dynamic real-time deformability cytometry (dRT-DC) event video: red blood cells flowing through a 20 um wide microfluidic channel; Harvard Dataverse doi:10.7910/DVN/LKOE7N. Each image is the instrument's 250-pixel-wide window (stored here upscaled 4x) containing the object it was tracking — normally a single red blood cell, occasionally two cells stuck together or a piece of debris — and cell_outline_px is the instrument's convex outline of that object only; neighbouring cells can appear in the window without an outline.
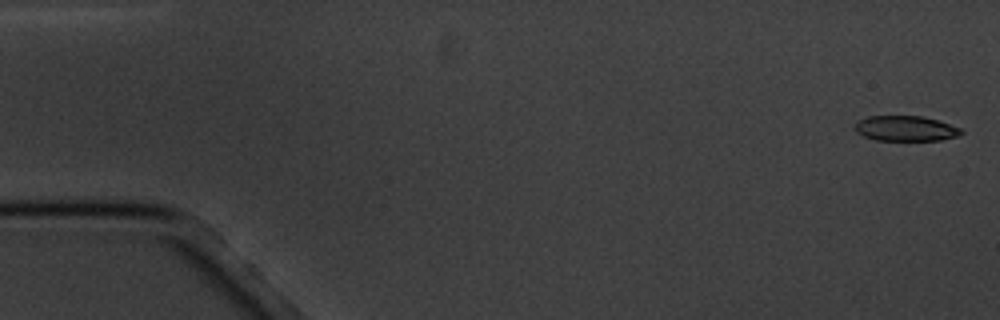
{"species": "common noctule bat (a hibernating species)", "species_latin": "Nyctalus noctula", "temperature_condition": "cold", "stored_images_in_passage": 17, "camera_frame_rate_fps": 3000, "um_per_image_px": 0.085, "animal": {"sex": "male", "body_mass_g": 20.1, "forearm_length_mm": 53.5}, "frame": {"image": 1, "passage_image": 1, "time_ms": 0.0, "image_size_px": [1000, 320], "cell_outline_px": [[964, 132], [960, 136], [940, 140], [876, 140], [864, 136], [856, 132], [856, 124], [860, 120], [868, 116], [924, 116], [960, 128]], "centroid_in_image_um": [77.01, 10.92], "position_along_channel_um": 8.0, "area_um2": 15.49}}
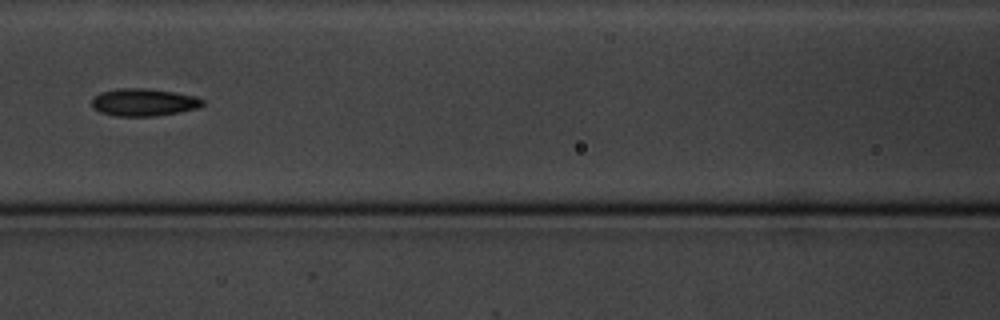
{"frame": {"image": 2, "passage_image": 8, "time_ms": 8.0, "image_size_px": [1000, 320], "cell_outline_px": [[204, 104], [200, 108], [180, 112], [156, 116], [116, 116], [100, 112], [92, 108], [92, 100], [100, 92], [116, 88], [144, 88], [176, 92], [196, 96], [204, 100]], "centroid_in_image_um": [12.24, 8.69], "position_along_channel_um": 154.4, "area_um2": 17.98}}
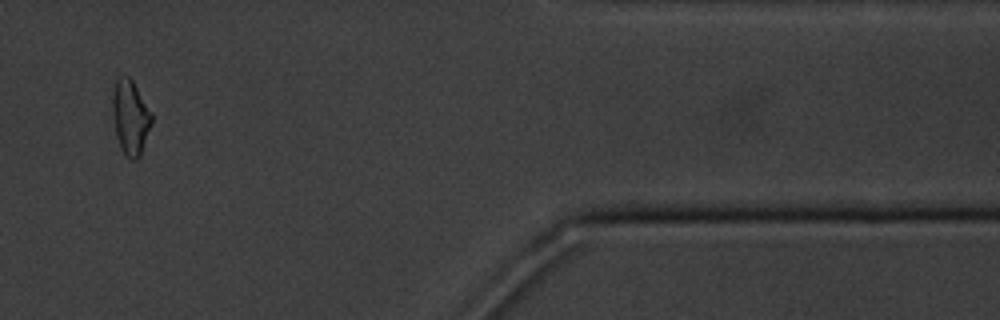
{"frame": {"image": 3, "passage_image": 15, "time_ms": 16.333, "image_size_px": [1000, 320], "cell_outline_px": [[152, 124], [140, 156], [136, 160], [132, 160], [124, 156], [120, 148], [116, 136], [112, 112], [112, 96], [116, 80], [120, 76], [128, 76], [132, 80], [152, 112]], "centroid_in_image_um": [11.08, 10.0], "position_along_channel_um": 400.3, "area_um2": 17.22}, "authors_computed_cell_mechanics": {"area_um2": 17.1666, "velocity_mm_per_s": 3.439, "shape_relaxation_time_tau1_ms": 2.8514, "shape_relaxation_time_tau2_ms": null, "deformation_change_tau1": 0.1148, "deformation_change_tau2": null}}